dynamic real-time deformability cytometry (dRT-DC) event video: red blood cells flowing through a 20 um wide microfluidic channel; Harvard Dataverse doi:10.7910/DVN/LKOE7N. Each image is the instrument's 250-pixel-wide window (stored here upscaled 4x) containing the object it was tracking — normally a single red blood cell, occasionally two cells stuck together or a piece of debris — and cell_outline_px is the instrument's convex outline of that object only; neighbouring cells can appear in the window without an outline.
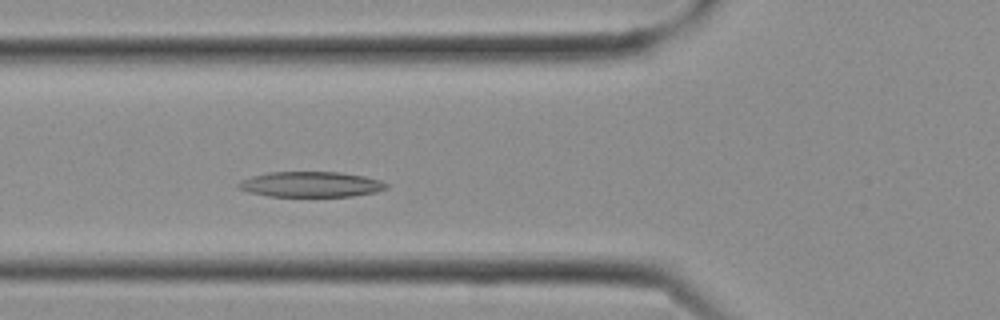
{"species": "Egyptian fruit bat (a non-hibernating species)", "species_latin": "Rousettus aegyptiacus", "temperature_condition": "cold", "stored_images_in_passage": 5, "camera_frame_rate_fps": 3000, "um_per_image_px": 0.085, "frame": {"image": 1, "passage_image": 5, "time_ms": 1.333, "image_size_px": [1000, 320], "cell_outline_px": [[388, 188], [376, 192], [352, 196], [272, 196], [248, 192], [236, 188], [236, 184], [240, 180], [252, 176], [268, 172], [340, 172], [364, 176], [380, 180], [388, 184]], "centroid_in_image_um": [26.4, 15.66], "position_along_channel_um": 99.4, "area_um2": 21.96}}